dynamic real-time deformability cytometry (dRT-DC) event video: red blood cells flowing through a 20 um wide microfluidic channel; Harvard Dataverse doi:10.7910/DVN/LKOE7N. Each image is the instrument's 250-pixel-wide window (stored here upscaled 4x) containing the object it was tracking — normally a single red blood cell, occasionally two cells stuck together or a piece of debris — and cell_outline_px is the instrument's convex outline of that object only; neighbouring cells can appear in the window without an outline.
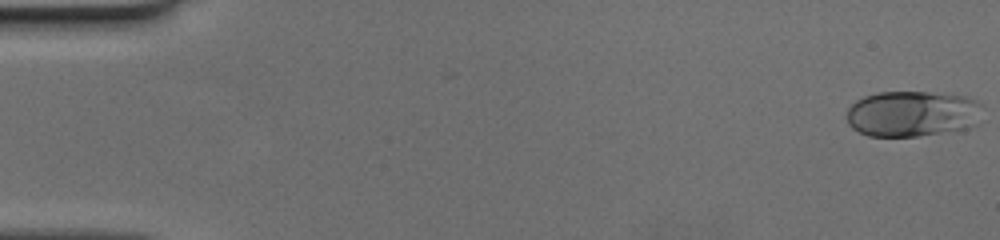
{"species": "human", "species_latin": "Homo sapiens", "temperature_condition": "cold", "stored_images_in_passage": 41, "camera_frame_rate_fps": 3000, "um_per_image_px": 0.085, "donor": {"sex": "female"}, "frame": {"image": 1, "passage_image": 1, "time_ms": 0.0, "image_size_px": [1000, 240], "cell_outline_px": [[984, 120], [968, 128], [916, 136], [868, 136], [852, 128], [848, 124], [848, 108], [856, 100], [864, 96], [880, 92], [924, 92], [968, 96], [976, 100], [980, 104]], "centroid_in_image_um": [77.59, 9.66], "position_along_channel_um": 7.4, "area_um2": 36.47}}